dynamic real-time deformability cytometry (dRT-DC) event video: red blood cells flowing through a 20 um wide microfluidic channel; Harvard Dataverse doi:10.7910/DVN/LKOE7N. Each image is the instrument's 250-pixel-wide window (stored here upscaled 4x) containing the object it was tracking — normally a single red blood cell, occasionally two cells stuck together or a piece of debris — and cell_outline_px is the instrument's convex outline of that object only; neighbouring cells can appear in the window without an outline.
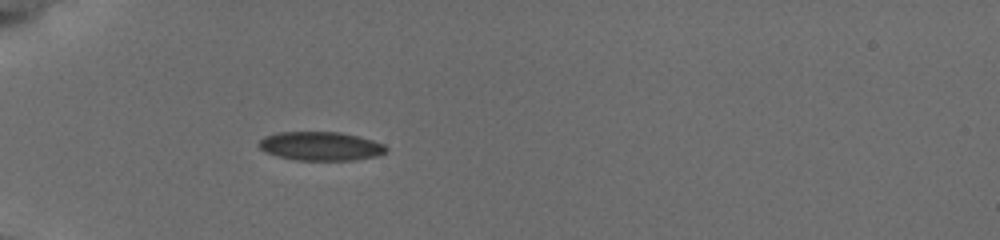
{"species": "common noctule bat (a hibernating species)", "species_latin": "Nyctalus noctula", "temperature_condition": "cold", "stored_images_in_passage": 37, "camera_frame_rate_fps": 3000, "um_per_image_px": 0.085, "animal": {"sex": "female", "body_mass_g": 19.5, "forearm_length_mm": 54.1}, "frame": {"image": 1, "passage_image": 1, "time_ms": 0.0, "image_size_px": [1000, 240], "cell_outline_px": [[388, 148], [384, 152], [376, 156], [352, 160], [296, 160], [276, 156], [264, 152], [256, 144], [264, 136], [276, 132], [340, 132], [372, 140], [384, 144]], "centroid_in_image_um": [27.19, 12.42], "position_along_channel_um": 57.8, "area_um2": 21.39}}
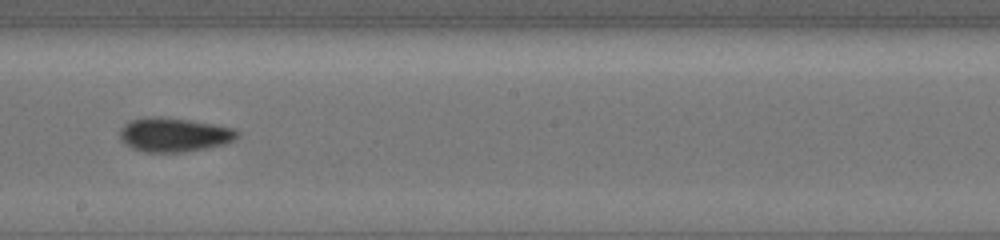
{"frame": {"image": 2, "passage_image": 16, "time_ms": 5.0, "image_size_px": [1000, 240], "cell_outline_px": [[240, 136], [236, 140], [224, 144], [184, 152], [144, 152], [132, 148], [124, 144], [120, 140], [120, 128], [124, 124], [132, 120], [160, 116], [188, 120], [236, 128], [240, 132]], "centroid_in_image_um": [14.82, 11.46], "position_along_channel_um": 233.4, "area_um2": 23.35}}
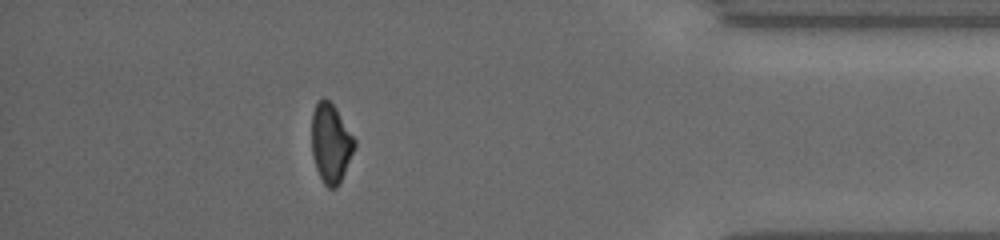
{"frame": {"image": 3, "passage_image": 32, "time_ms": 10.333, "image_size_px": [1000, 240], "cell_outline_px": [[356, 144], [340, 184], [336, 188], [328, 188], [324, 184], [316, 168], [312, 156], [312, 112], [316, 104], [324, 96], [332, 104], [356, 140]], "centroid_in_image_um": [28.11, 12.2], "position_along_channel_um": 407.1, "area_um2": 19.59}, "authors_computed_cell_mechanics": {"area_um2": 22.0218, "velocity_mm_per_s": 3.8464, "shape_relaxation_time_tau1_ms": null, "shape_relaxation_time_tau2_ms": 3.5617, "deformation_change_tau1": null, "deformation_change_tau2": 0.0756}}